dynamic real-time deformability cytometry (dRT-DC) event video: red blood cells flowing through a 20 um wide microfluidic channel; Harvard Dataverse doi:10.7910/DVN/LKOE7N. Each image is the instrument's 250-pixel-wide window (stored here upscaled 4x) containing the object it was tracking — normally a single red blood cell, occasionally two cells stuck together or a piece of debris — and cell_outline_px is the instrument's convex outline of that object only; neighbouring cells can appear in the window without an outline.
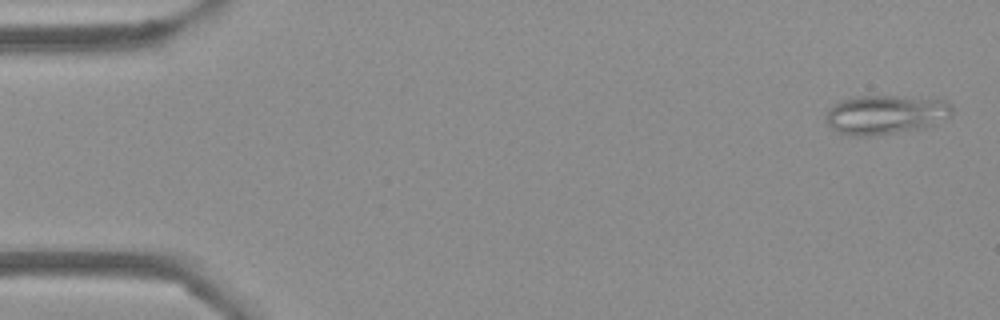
{"species": "Egyptian fruit bat (a non-hibernating species)", "species_latin": "Rousettus aegyptiacus", "temperature_condition": "cold", "stored_images_in_passage": 53, "camera_frame_rate_fps": 3000, "um_per_image_px": 0.085, "frame": {"image": 1, "passage_image": 2, "time_ms": 0.333, "image_size_px": [1000, 320], "cell_outline_px": [[952, 116], [924, 128], [876, 136], [848, 136], [832, 128], [828, 124], [824, 116], [828, 108], [844, 100], [856, 96], [896, 96], [944, 100], [952, 104]], "centroid_in_image_um": [75.28, 9.76], "position_along_channel_um": 9.7, "area_um2": 28.96}}
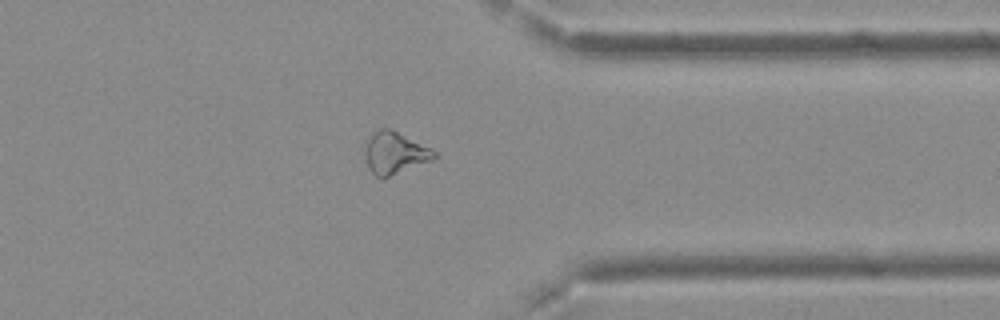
{"frame": {"image": 2, "passage_image": 42, "time_ms": 13.667, "image_size_px": [1000, 320], "cell_outline_px": [[436, 156], [432, 160], [388, 176], [376, 176], [368, 168], [364, 156], [364, 148], [372, 132], [380, 128], [392, 128], [432, 148], [436, 152]], "centroid_in_image_um": [33.54, 12.95], "position_along_channel_um": 377.9, "area_um2": 16.94}}
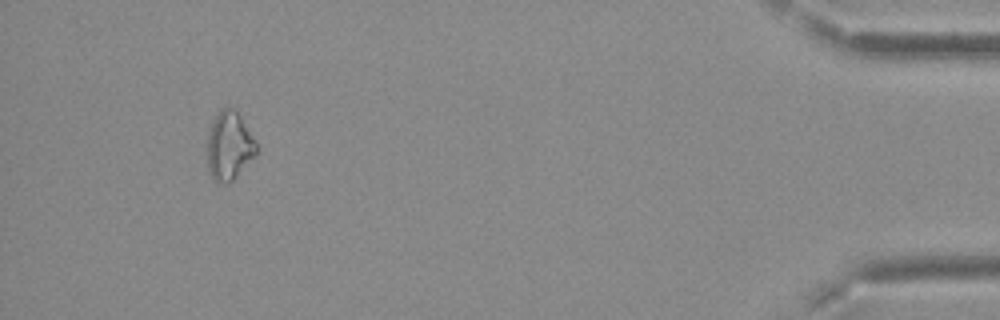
{"frame": {"image": 3, "passage_image": 50, "time_ms": 16.333, "image_size_px": [1000, 320], "cell_outline_px": [[256, 156], [228, 184], [224, 184], [212, 180], [208, 172], [208, 132], [220, 108], [232, 108], [240, 116], [256, 140]], "centroid_in_image_um": [19.48, 12.44], "position_along_channel_um": 415.7, "area_um2": 19.54}}